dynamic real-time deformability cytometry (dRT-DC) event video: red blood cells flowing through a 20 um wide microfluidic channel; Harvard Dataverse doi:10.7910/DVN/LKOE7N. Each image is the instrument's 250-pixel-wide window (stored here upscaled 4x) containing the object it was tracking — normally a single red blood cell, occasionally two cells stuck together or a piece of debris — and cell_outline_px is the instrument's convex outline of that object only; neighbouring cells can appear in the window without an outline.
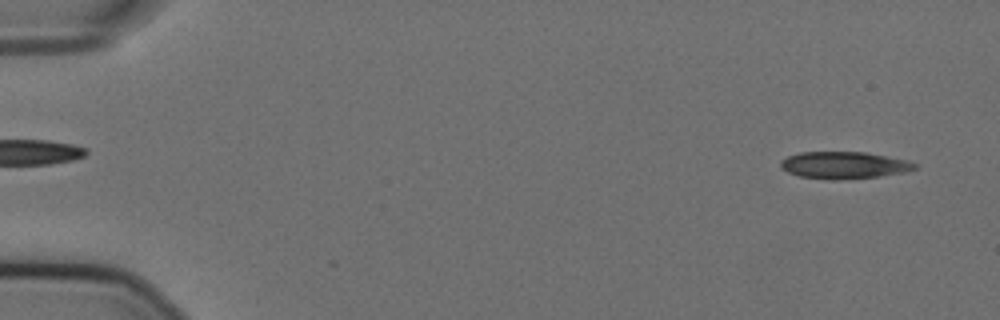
{"species": "Egyptian fruit bat (a non-hibernating species)", "species_latin": "Rousettus aegyptiacus", "temperature_condition": "cold", "stored_images_in_passage": 10, "camera_frame_rate_fps": 3000, "um_per_image_px": 0.085, "animal": {"sex": "female"}, "frame": {"image": 1, "passage_image": 2, "time_ms": 0.333, "image_size_px": [1000, 320], "cell_outline_px": [[916, 168], [904, 172], [880, 176], [800, 176], [788, 172], [780, 168], [780, 160], [788, 156], [800, 152], [864, 152], [908, 160], [916, 164]], "centroid_in_image_um": [71.74, 13.97], "position_along_channel_um": 13.3, "area_um2": 19.83}}